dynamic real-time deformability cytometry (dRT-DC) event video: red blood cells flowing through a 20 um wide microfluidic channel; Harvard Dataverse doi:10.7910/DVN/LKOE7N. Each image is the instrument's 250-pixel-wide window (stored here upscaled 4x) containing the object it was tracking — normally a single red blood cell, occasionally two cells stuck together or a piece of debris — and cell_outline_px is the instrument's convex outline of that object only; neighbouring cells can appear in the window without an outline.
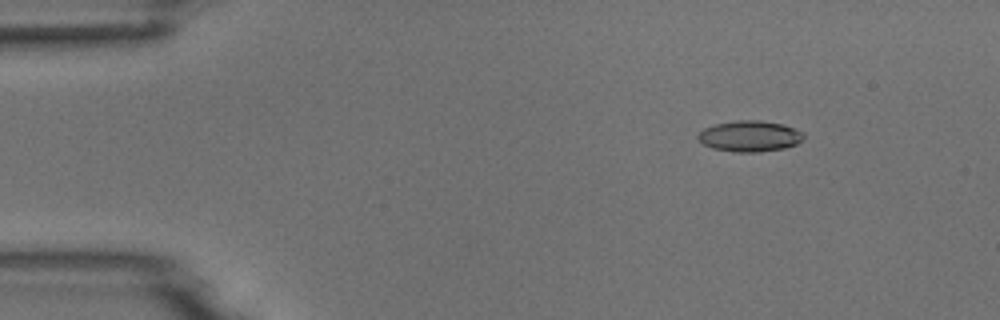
{"species": "common noctule bat (a hibernating species)", "species_latin": "Nyctalus noctula", "temperature_condition": "room temperature", "stored_images_in_passage": 6, "camera_frame_rate_fps": 3000, "um_per_image_px": 0.085, "animal": {"sex": "male", "body_mass_g": 18.8}, "frame": {"image": 1, "passage_image": 2, "time_ms": 1.0, "image_size_px": [1000, 320], "cell_outline_px": [[804, 140], [796, 144], [784, 148], [760, 152], [736, 152], [712, 148], [704, 144], [696, 136], [704, 128], [716, 124], [736, 120], [760, 120], [784, 124], [796, 128], [804, 132]], "centroid_in_image_um": [63.78, 11.57], "position_along_channel_um": 21.2, "area_um2": 19.19}}
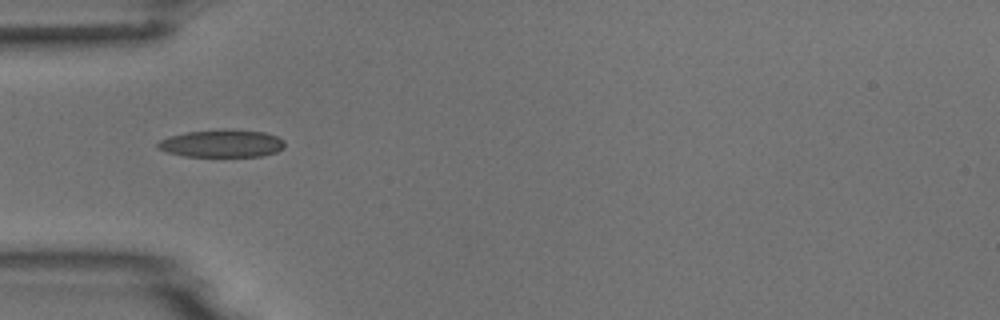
{"frame": {"image": 2, "passage_image": 5, "time_ms": 4.333, "image_size_px": [1000, 320], "cell_outline_px": [[284, 148], [276, 152], [260, 156], [184, 156], [168, 152], [156, 148], [156, 144], [160, 140], [168, 136], [188, 132], [224, 128], [232, 128], [264, 132], [276, 136], [284, 140]], "centroid_in_image_um": [18.85, 12.17], "position_along_channel_um": 66.1, "area_um2": 20.63}}